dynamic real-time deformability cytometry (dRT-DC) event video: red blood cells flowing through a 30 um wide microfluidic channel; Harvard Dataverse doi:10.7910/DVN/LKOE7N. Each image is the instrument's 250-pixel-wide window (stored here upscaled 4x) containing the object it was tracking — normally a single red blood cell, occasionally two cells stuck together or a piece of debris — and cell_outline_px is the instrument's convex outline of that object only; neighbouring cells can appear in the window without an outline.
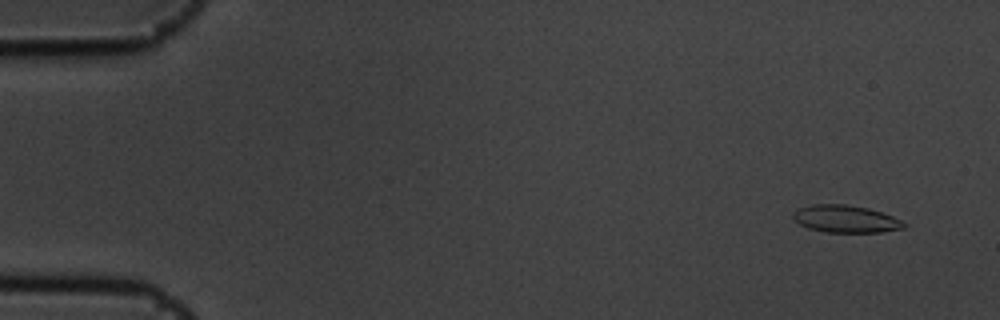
{"species": "common noctule bat (a hibernating species)", "species_latin": "Nyctalus noctula", "temperature_condition": "cold", "stored_images_in_passage": 6, "camera_frame_rate_fps": 3000, "um_per_image_px": 0.085, "animal": {"sex": "male", "body_mass_g": 19.5, "forearm_length_mm": 54.6}, "frame": {"image": 1, "passage_image": 1, "time_ms": 0.0, "image_size_px": [1000, 320], "cell_outline_px": [[908, 224], [904, 228], [880, 232], [828, 232], [808, 228], [800, 224], [792, 216], [792, 212], [796, 208], [812, 204], [844, 204], [868, 208], [892, 216]], "centroid_in_image_um": [71.85, 18.6], "position_along_channel_um": 13.1, "area_um2": 17.63}}
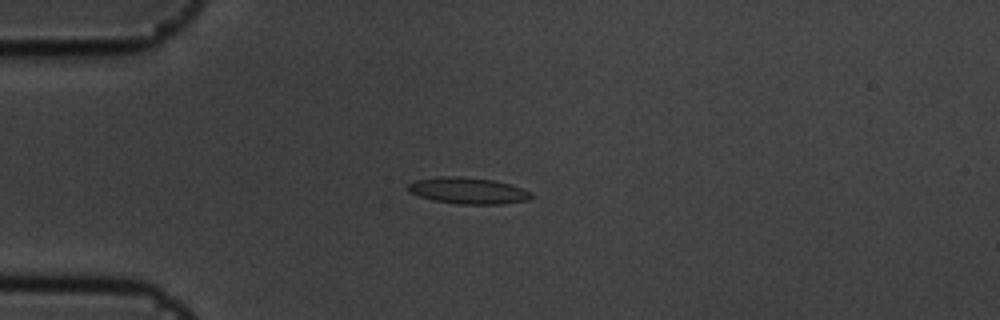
{"frame": {"image": 2, "passage_image": 4, "time_ms": 1.0, "image_size_px": [1000, 320], "cell_outline_px": [[532, 196], [528, 200], [504, 204], [460, 204], [432, 200], [408, 192], [404, 188], [408, 184], [416, 180], [440, 176], [460, 176], [492, 180], [508, 184], [532, 192]], "centroid_in_image_um": [39.73, 16.21], "position_along_channel_um": 45.3, "area_um2": 18.96}}
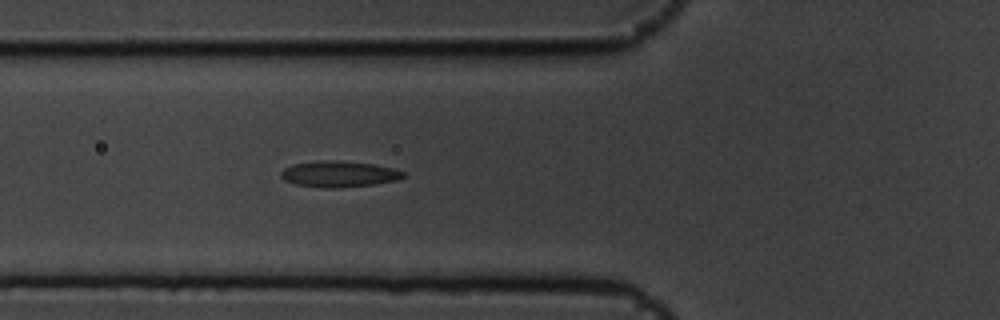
{"frame": {"image": 3, "passage_image": 6, "time_ms": 1.667, "image_size_px": [1000, 320], "cell_outline_px": [[404, 176], [396, 180], [376, 184], [336, 188], [324, 188], [296, 184], [284, 180], [280, 176], [280, 172], [284, 168], [292, 164], [320, 160], [340, 160], [372, 164], [392, 168], [404, 172]], "centroid_in_image_um": [28.77, 14.79], "position_along_channel_um": 97.0, "area_um2": 18.61}}